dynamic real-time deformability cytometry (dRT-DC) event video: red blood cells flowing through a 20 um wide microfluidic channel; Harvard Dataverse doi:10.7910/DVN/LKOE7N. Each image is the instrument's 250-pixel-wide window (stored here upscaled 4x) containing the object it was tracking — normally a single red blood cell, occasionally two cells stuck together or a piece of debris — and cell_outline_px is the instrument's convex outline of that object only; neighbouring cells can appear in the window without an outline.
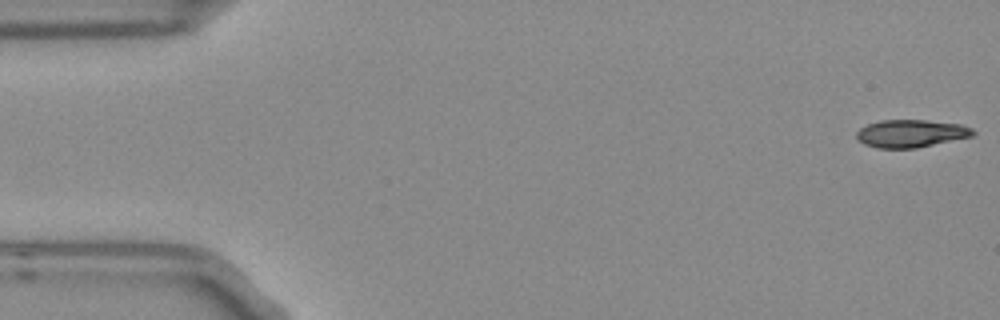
{"species": "Egyptian fruit bat (a non-hibernating species)", "species_latin": "Rousettus aegyptiacus", "temperature_condition": "room temperature", "stored_images_in_passage": 6, "segment_of_instrument_passage": [1, 2], "camera_frame_rate_fps": 3000, "um_per_image_px": 0.085, "frame": {"image": 1, "passage_image": 1, "time_ms": 0.0, "image_size_px": [1000, 320], "cell_outline_px": [[976, 132], [972, 136], [916, 148], [876, 148], [864, 144], [856, 140], [856, 132], [860, 128], [868, 124], [880, 120], [924, 120], [960, 124], [972, 128]], "centroid_in_image_um": [77.39, 11.35], "position_along_channel_um": 7.6, "area_um2": 18.79}}
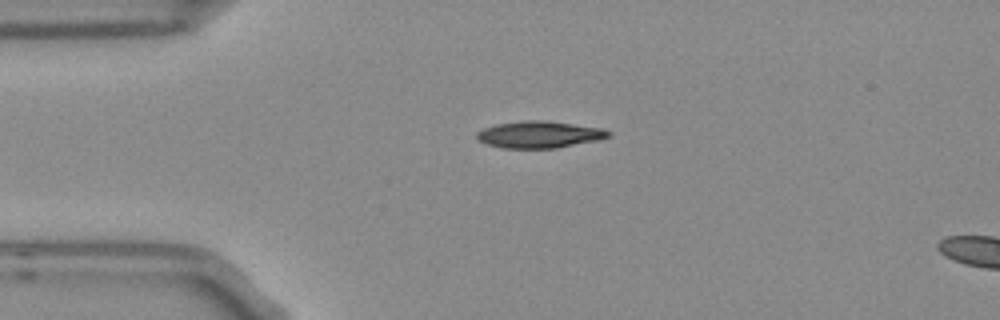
{"frame": {"image": 2, "passage_image": 4, "time_ms": 1.0, "image_size_px": [1000, 320], "cell_outline_px": [[612, 136], [600, 140], [556, 148], [500, 148], [476, 140], [476, 132], [484, 128], [496, 124], [524, 120], [544, 120], [604, 128], [612, 132]], "centroid_in_image_um": [45.87, 11.43], "position_along_channel_um": 39.1, "area_um2": 20.87}}